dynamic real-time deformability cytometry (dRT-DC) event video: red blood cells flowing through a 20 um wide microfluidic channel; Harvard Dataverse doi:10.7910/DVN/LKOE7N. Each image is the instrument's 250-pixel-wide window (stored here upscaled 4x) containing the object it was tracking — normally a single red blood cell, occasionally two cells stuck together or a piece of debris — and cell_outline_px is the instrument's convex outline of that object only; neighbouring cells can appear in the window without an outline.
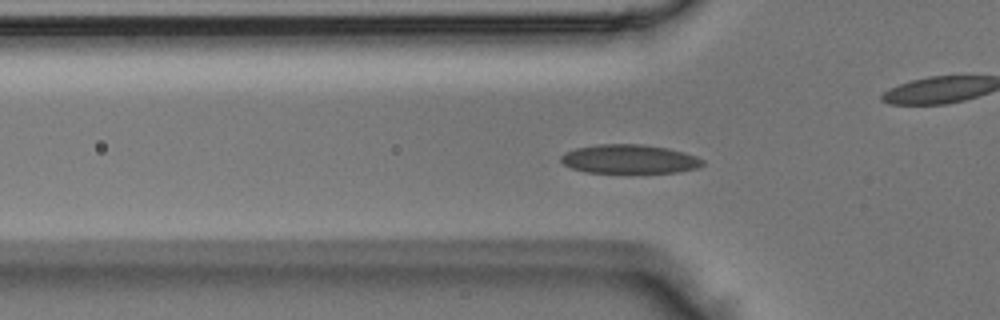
{"species": "Egyptian fruit bat (a non-hibernating species)", "species_latin": "Rousettus aegyptiacus", "temperature_condition": "room temperature", "stored_images_in_passage": 50, "camera_frame_rate_fps": 3000, "um_per_image_px": 0.085, "animal": {"sex": "male"}, "frame": {"image": 1, "passage_image": 15, "time_ms": 4.667, "image_size_px": [1000, 320], "cell_outline_px": [[704, 164], [700, 168], [676, 172], [588, 172], [572, 168], [564, 164], [560, 160], [560, 156], [564, 152], [576, 148], [600, 144], [640, 144], [668, 148], [684, 152], [696, 156], [704, 160]], "centroid_in_image_um": [53.52, 13.51], "position_along_channel_um": 72.3, "area_um2": 23.81}}
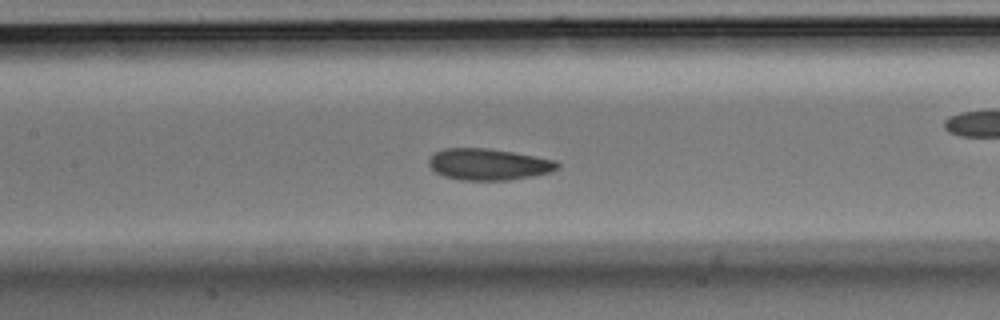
{"frame": {"image": 2, "passage_image": 22, "time_ms": 7.0, "image_size_px": [1000, 320], "cell_outline_px": [[560, 168], [548, 172], [532, 176], [508, 180], [460, 180], [444, 176], [436, 172], [428, 164], [428, 160], [436, 152], [444, 148], [488, 148], [536, 156], [556, 160], [560, 164]], "centroid_in_image_um": [41.54, 13.96], "position_along_channel_um": 165.9, "area_um2": 23.52}}